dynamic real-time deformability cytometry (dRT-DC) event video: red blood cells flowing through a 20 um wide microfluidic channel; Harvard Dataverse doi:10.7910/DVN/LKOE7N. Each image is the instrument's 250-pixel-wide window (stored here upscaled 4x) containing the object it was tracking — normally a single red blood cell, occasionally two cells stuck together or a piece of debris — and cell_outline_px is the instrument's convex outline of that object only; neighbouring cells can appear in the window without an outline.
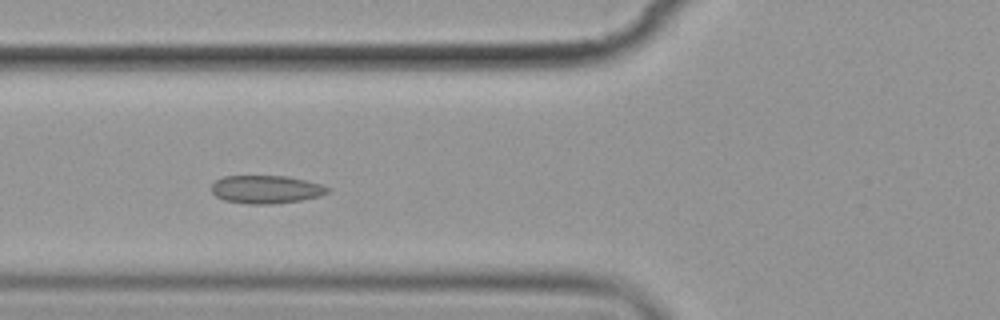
{"species": "common noctule bat (a hibernating species)", "species_latin": "Nyctalus noctula", "temperature_condition": "cold", "stored_images_in_passage": 6, "camera_frame_rate_fps": 3000, "um_per_image_px": 0.085, "animal": {"sex": "female", "body_mass_g": 19.9}, "frame": {"image": 1, "passage_image": 5, "time_ms": 5.0, "image_size_px": [1000, 320], "cell_outline_px": [[328, 192], [320, 196], [300, 200], [272, 204], [248, 204], [224, 200], [216, 196], [212, 192], [212, 184], [216, 180], [224, 176], [288, 176], [320, 184], [328, 188]], "centroid_in_image_um": [22.59, 16.1], "position_along_channel_um": 103.2, "area_um2": 18.84}}
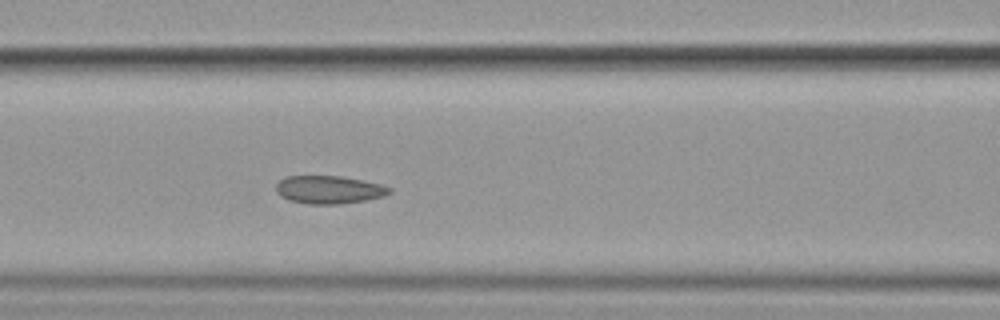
{"frame": {"image": 2, "passage_image": 6, "time_ms": 6.0, "image_size_px": [1000, 320], "cell_outline_px": [[392, 192], [384, 196], [364, 200], [340, 204], [308, 204], [288, 200], [280, 196], [276, 192], [276, 184], [284, 176], [344, 176], [380, 184], [392, 188]], "centroid_in_image_um": [27.94, 16.12], "position_along_channel_um": 138.7, "area_um2": 18.61}}